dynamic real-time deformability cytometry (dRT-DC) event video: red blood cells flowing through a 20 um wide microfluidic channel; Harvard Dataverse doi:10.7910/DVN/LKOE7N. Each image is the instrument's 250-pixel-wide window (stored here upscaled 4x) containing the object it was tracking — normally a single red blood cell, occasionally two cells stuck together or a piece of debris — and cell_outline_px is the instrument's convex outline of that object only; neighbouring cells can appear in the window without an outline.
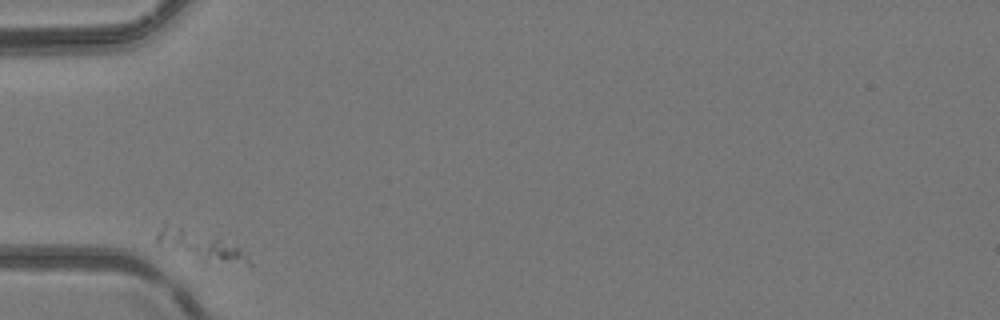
{"species": "common noctule bat (a hibernating species)", "species_latin": "Nyctalus noctula", "temperature_condition": "room temperature", "stored_images_in_passage": 8, "camera_frame_rate_fps": 3000, "um_per_image_px": 0.085, "animal": {"sex": "female", "body_mass_g": 24.6, "forearm_length_mm": 56.2}, "frame": {"image": 1, "passage_image": 1, "time_ms": 0.0, "image_size_px": [1000, 320], "cell_outline_px": [[252, 268], [204, 264], [160, 248], [156, 244], [156, 236], [160, 228], [164, 224], [180, 228], [240, 248], [252, 264]], "centroid_in_image_um": [17.04, 21.07], "position_along_channel_um": 68.0, "area_um2": 16.01}}
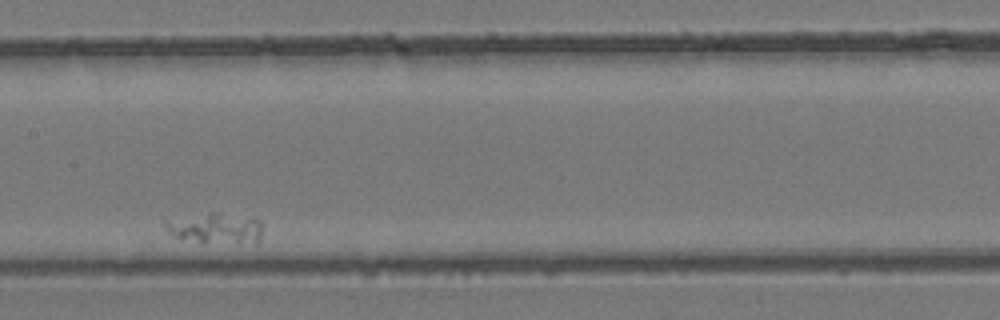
{"frame": {"image": 2, "passage_image": 4, "time_ms": 4.0, "image_size_px": [1000, 320], "cell_outline_px": [[260, 240], [256, 244], [200, 240], [172, 236], [164, 224], [164, 220], [212, 212], [220, 212], [256, 216], [260, 220]], "centroid_in_image_um": [18.42, 19.35], "position_along_channel_um": 189.0, "area_um2": 17.22}}
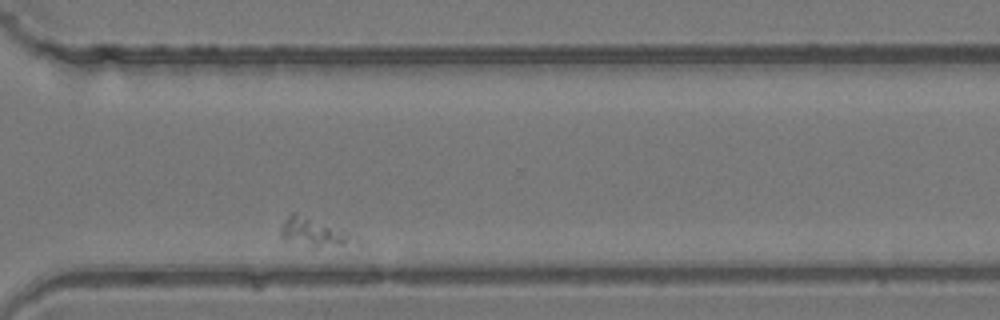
{"frame": {"image": 3, "passage_image": 8, "time_ms": 8.667, "image_size_px": [1000, 320], "cell_outline_px": [[348, 232], [344, 240], [340, 244], [316, 248], [312, 248], [280, 236], [280, 228], [284, 220], [292, 212], [296, 212]], "centroid_in_image_um": [26.42, 19.69], "position_along_channel_um": 344.2, "area_um2": 11.1}}